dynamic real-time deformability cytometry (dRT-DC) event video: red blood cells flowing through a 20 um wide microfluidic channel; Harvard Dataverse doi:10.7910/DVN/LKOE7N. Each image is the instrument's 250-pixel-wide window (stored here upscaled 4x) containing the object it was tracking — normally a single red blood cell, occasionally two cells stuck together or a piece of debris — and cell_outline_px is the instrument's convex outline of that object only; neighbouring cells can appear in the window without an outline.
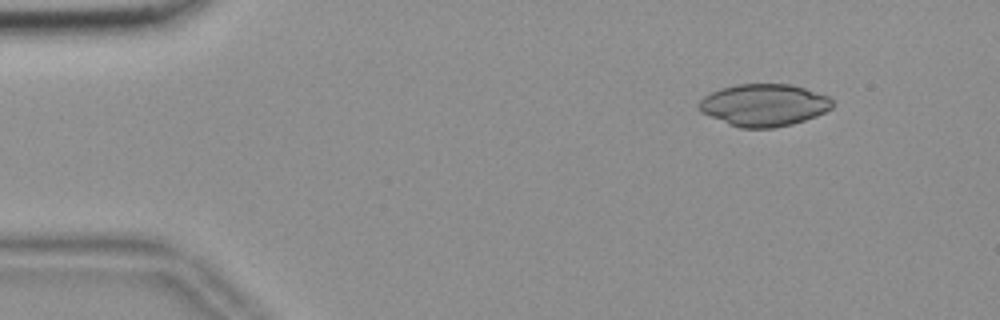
{"species": "common noctule bat (a hibernating species)", "species_latin": "Nyctalus noctula", "temperature_condition": "room temperature", "stored_images_in_passage": 49, "camera_frame_rate_fps": 3000, "um_per_image_px": 0.085, "animal": {"sex": "female", "body_mass_g": 18.4}, "frame": {"image": 1, "passage_image": 1, "time_ms": 0.0, "image_size_px": [1000, 320], "cell_outline_px": [[836, 104], [832, 108], [816, 116], [792, 124], [772, 128], [740, 128], [728, 124], [704, 112], [696, 104], [704, 96], [720, 88], [736, 84], [788, 84], [804, 88], [828, 96]], "centroid_in_image_um": [64.96, 8.92], "position_along_channel_um": 20.0, "area_um2": 32.66}}